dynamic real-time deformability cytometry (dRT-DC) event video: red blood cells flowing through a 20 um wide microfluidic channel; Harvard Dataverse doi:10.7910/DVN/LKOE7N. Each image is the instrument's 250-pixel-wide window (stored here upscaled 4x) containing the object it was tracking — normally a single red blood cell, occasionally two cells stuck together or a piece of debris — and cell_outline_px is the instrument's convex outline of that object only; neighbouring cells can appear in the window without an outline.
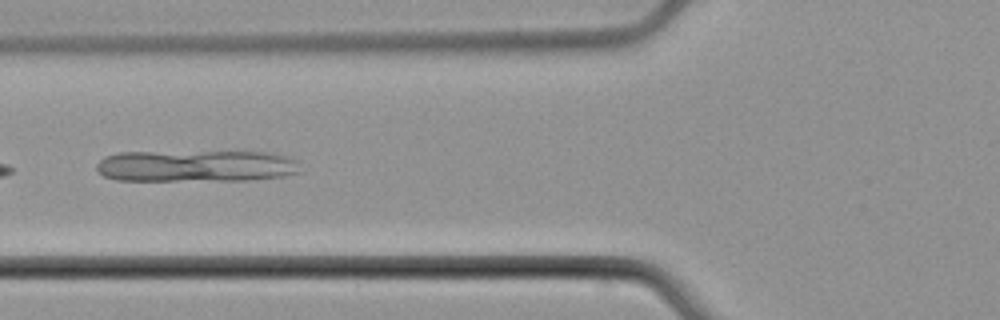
{"species": "common noctule bat (a hibernating species)", "species_latin": "Nyctalus noctula", "temperature_condition": "cold", "stored_images_in_passage": 8, "camera_frame_rate_fps": 3000, "um_per_image_px": 0.085, "animal": {"sex": "male", "body_mass_g": 21.5, "forearm_length_mm": 52.0}, "frame": {"image": 1, "passage_image": 6, "time_ms": 6.333, "image_size_px": [1000, 320], "cell_outline_px": [[300, 172], [284, 176], [248, 180], [116, 180], [104, 176], [96, 168], [96, 164], [104, 156], [120, 152], [268, 152], [284, 156], [296, 160]], "centroid_in_image_um": [16.64, 14.11], "position_along_channel_um": 109.2, "area_um2": 37.57}}
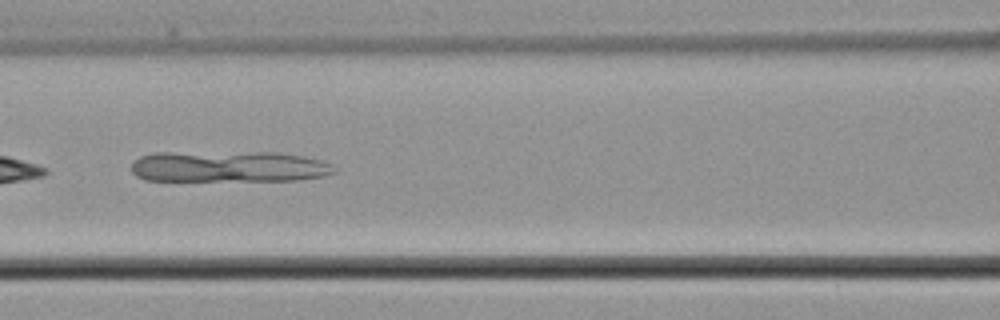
{"frame": {"image": 2, "passage_image": 7, "time_ms": 7.333, "image_size_px": [1000, 320], "cell_outline_px": [[336, 172], [324, 176], [296, 180], [144, 180], [136, 176], [132, 172], [132, 160], [140, 156], [152, 152], [276, 152], [300, 156], [320, 160], [332, 164], [336, 168]], "centroid_in_image_um": [19.4, 14.15], "position_along_channel_um": 147.2, "area_um2": 37.05}}